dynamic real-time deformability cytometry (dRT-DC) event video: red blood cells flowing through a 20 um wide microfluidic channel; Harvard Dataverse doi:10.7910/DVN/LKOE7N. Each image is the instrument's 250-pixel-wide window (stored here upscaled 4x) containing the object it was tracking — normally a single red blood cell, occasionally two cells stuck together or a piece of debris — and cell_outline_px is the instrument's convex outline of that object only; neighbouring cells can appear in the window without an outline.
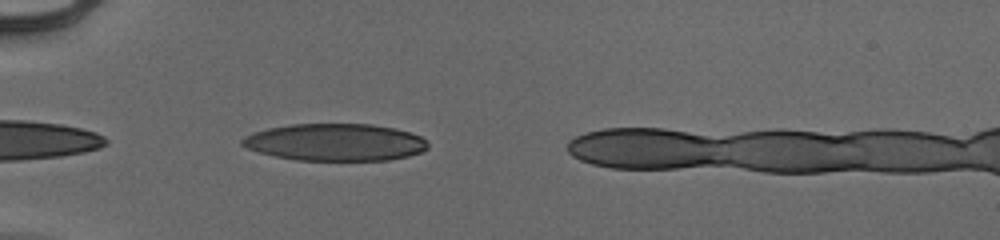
{"species": "human", "species_latin": "Homo sapiens", "temperature_condition": "cold", "stored_images_in_passage": 34, "camera_frame_rate_fps": 3000, "um_per_image_px": 0.085, "donor": {"sex": "male"}, "frame": {"image": 1, "passage_image": 2, "time_ms": 0.333, "image_size_px": [1000, 240], "cell_outline_px": [[428, 148], [420, 152], [408, 156], [388, 160], [296, 160], [276, 156], [260, 152], [248, 148], [240, 144], [240, 140], [244, 136], [252, 132], [268, 128], [292, 124], [372, 124], [396, 128], [420, 136], [428, 144]], "centroid_in_image_um": [28.48, 12.08], "position_along_channel_um": 56.5, "area_um2": 40.17}}
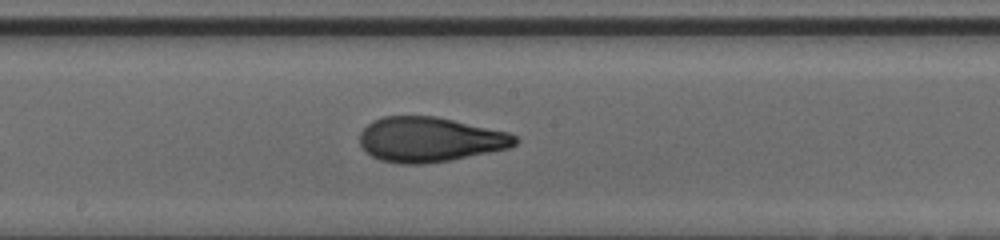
{"frame": {"image": 2, "passage_image": 15, "time_ms": 4.667, "image_size_px": [1000, 240], "cell_outline_px": [[520, 140], [516, 144], [508, 148], [448, 160], [420, 164], [400, 164], [380, 160], [372, 156], [360, 144], [360, 132], [372, 120], [384, 116], [436, 116], [508, 132], [516, 136]], "centroid_in_image_um": [36.52, 11.85], "position_along_channel_um": 211.7, "area_um2": 40.34}}
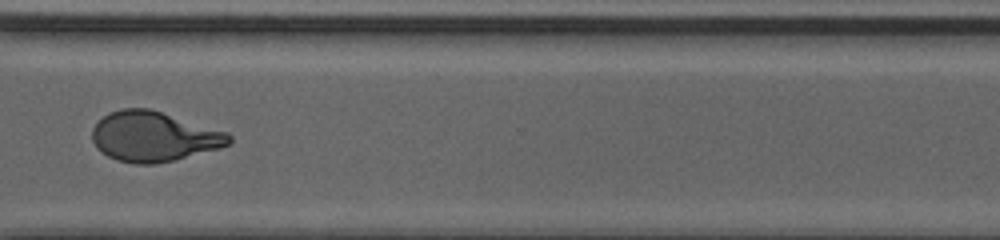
{"frame": {"image": 3, "passage_image": 26, "time_ms": 8.333, "image_size_px": [1000, 240], "cell_outline_px": [[232, 140], [228, 144], [220, 148], [176, 160], [156, 164], [136, 164], [116, 160], [100, 152], [96, 148], [92, 140], [92, 128], [108, 112], [120, 108], [148, 108], [228, 132], [232, 136]], "centroid_in_image_um": [13.05, 11.62], "position_along_channel_um": 357.5, "area_um2": 40.06}}